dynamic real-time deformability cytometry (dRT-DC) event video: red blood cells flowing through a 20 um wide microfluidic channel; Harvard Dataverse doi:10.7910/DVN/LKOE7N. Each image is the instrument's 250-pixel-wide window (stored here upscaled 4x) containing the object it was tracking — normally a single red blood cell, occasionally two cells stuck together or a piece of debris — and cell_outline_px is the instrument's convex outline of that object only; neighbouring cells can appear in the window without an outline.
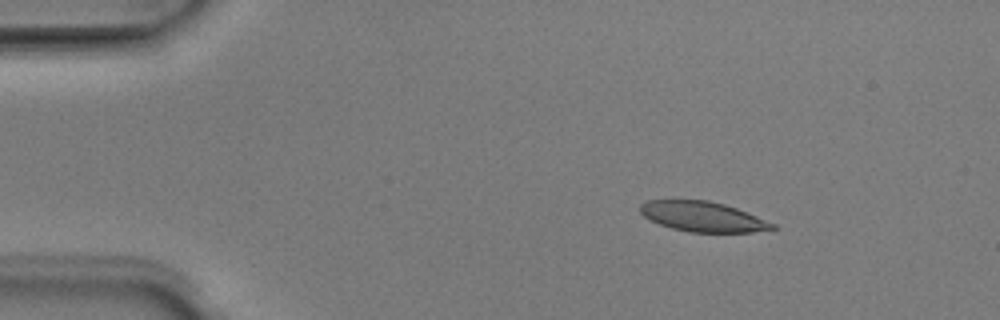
{"species": "Egyptian fruit bat (a non-hibernating species)", "species_latin": "Rousettus aegyptiacus", "temperature_condition": "room temperature", "stored_images_in_passage": 44, "camera_frame_rate_fps": 3000, "um_per_image_px": 0.085, "animal": {"sex": "male"}, "frame": {"image": 1, "passage_image": 1, "time_ms": 0.0, "image_size_px": [1000, 320], "cell_outline_px": [[776, 228], [752, 232], [688, 232], [672, 228], [660, 224], [644, 216], [640, 212], [640, 204], [648, 200], [708, 200], [724, 204], [748, 212], [776, 224]], "centroid_in_image_um": [59.75, 18.41], "position_along_channel_um": 25.3, "area_um2": 23.06}}
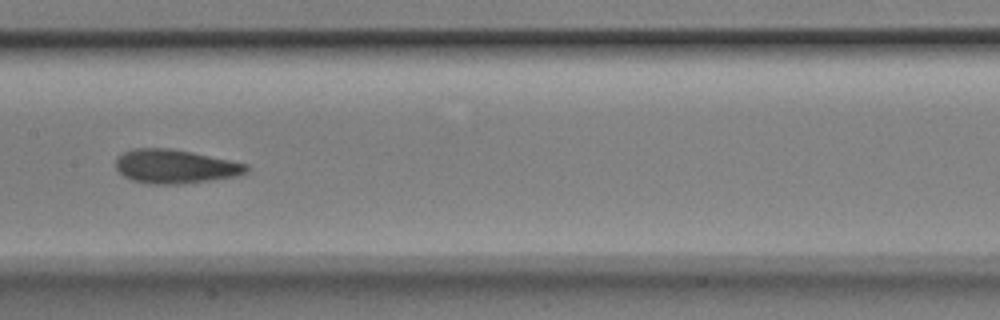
{"frame": {"image": 2, "passage_image": 19, "time_ms": 6.0, "image_size_px": [1000, 320], "cell_outline_px": [[248, 172], [236, 176], [180, 184], [148, 184], [132, 180], [124, 176], [116, 168], [116, 156], [132, 148], [172, 148], [192, 152], [248, 164]], "centroid_in_image_um": [14.86, 14.14], "position_along_channel_um": 192.5, "area_um2": 25.78}}
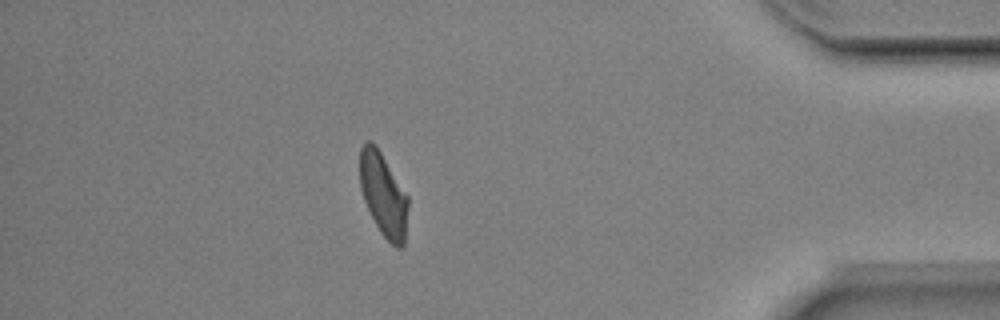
{"frame": {"image": 3, "passage_image": 38, "time_ms": 12.333, "image_size_px": [1000, 320], "cell_outline_px": [[408, 208], [404, 244], [400, 248], [396, 248], [380, 232], [364, 200], [360, 188], [360, 148], [364, 140], [372, 140], [380, 152], [408, 196]], "centroid_in_image_um": [32.58, 16.53], "position_along_channel_um": 402.6, "area_um2": 23.24}, "authors_computed_cell_mechanics": {"area_um2": 24.8251, "velocity_mm_per_s": 3.9722, "shape_relaxation_time_tau1_ms": 3.0934, "shape_relaxation_time_tau2_ms": 1.9727, "deformation_change_tau1": 0.1342, "deformation_change_tau2": 0.0956}}